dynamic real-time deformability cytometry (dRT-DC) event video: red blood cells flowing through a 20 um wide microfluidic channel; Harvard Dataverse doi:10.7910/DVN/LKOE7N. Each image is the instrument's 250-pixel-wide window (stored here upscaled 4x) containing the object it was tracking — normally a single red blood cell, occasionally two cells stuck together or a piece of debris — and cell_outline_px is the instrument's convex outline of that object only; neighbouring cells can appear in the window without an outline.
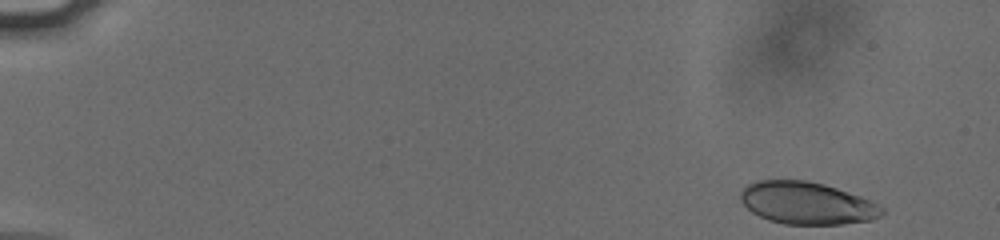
{"species": "human", "species_latin": "Homo sapiens", "temperature_condition": "cold", "stored_images_in_passage": 12, "camera_frame_rate_fps": 3000, "um_per_image_px": 0.085, "donor": {"sex": "male"}, "frame": {"image": 1, "passage_image": 1, "time_ms": 0.0, "image_size_px": [1000, 240], "cell_outline_px": [[884, 212], [880, 216], [872, 220], [840, 224], [784, 224], [768, 220], [752, 212], [740, 200], [740, 192], [748, 184], [756, 180], [804, 180], [824, 184], [860, 196], [884, 208]], "centroid_in_image_um": [68.56, 17.26], "position_along_channel_um": 16.4, "area_um2": 34.68}}